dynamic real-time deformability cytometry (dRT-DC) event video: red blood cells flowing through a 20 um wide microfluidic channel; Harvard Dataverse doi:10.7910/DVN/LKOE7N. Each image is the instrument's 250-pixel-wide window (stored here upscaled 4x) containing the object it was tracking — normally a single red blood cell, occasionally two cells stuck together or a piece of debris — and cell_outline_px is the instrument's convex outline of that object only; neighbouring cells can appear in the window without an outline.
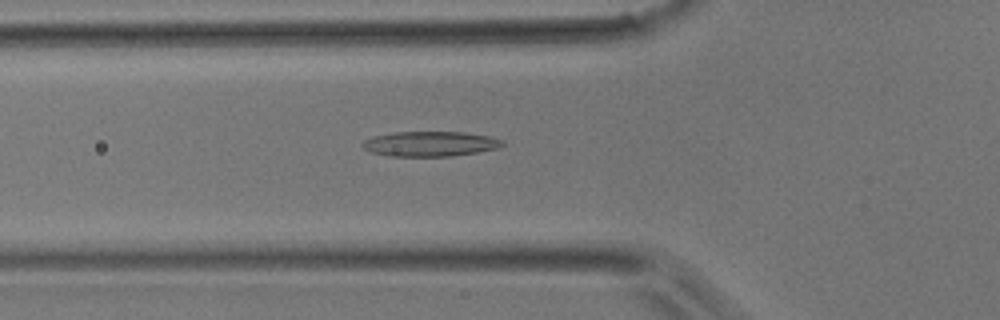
{"species": "common noctule bat (a hibernating species)", "species_latin": "Nyctalus noctula", "temperature_condition": "room temperature", "stored_images_in_passage": 32, "camera_frame_rate_fps": 3000, "um_per_image_px": 0.085, "animal": {"sex": "male", "body_mass_g": 17.9}, "frame": {"image": 1, "passage_image": 3, "time_ms": 0.667, "image_size_px": [1000, 320], "cell_outline_px": [[504, 144], [500, 148], [452, 156], [388, 156], [372, 152], [364, 148], [360, 144], [364, 140], [376, 136], [392, 132], [464, 132], [492, 136], [500, 140]], "centroid_in_image_um": [36.57, 12.22], "position_along_channel_um": 89.2, "area_um2": 20.35}}
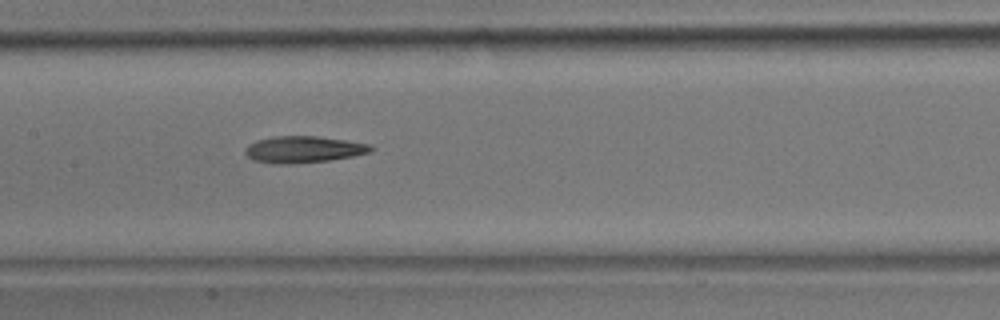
{"frame": {"image": 2, "passage_image": 9, "time_ms": 2.667, "image_size_px": [1000, 320], "cell_outline_px": [[376, 148], [372, 152], [352, 156], [328, 160], [284, 164], [280, 164], [252, 160], [244, 152], [244, 148], [248, 144], [256, 140], [276, 136], [316, 136], [372, 144]], "centroid_in_image_um": [25.81, 12.69], "position_along_channel_um": 181.6, "area_um2": 19.48}}
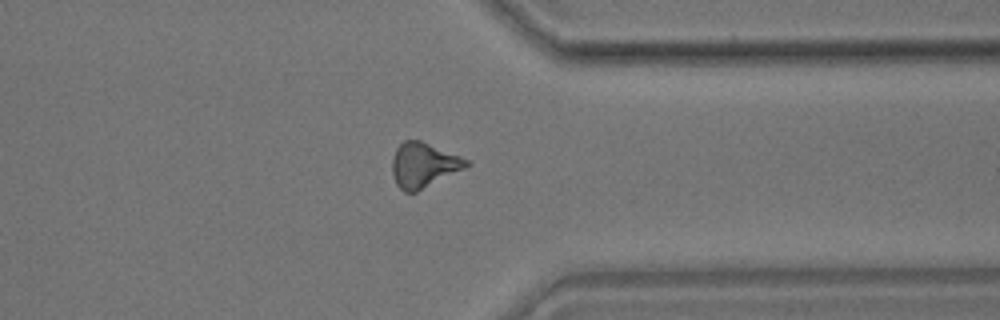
{"frame": {"image": 3, "passage_image": 22, "time_ms": 7.0, "image_size_px": [1000, 320], "cell_outline_px": [[472, 164], [416, 192], [404, 192], [396, 184], [392, 176], [392, 156], [396, 148], [404, 140], [420, 140], [460, 156], [468, 160]], "centroid_in_image_um": [35.97, 14.02], "position_along_channel_um": 375.4, "area_um2": 19.25}}